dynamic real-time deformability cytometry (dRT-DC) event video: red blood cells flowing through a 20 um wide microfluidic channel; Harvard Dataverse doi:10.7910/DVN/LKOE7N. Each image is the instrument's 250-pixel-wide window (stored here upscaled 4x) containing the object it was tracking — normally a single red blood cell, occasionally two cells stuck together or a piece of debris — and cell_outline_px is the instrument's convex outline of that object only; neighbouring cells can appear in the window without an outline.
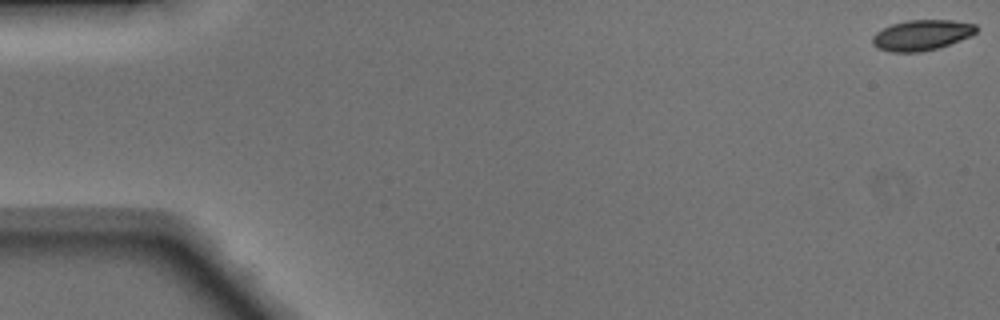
{"species": "Egyptian fruit bat (a non-hibernating species)", "species_latin": "Rousettus aegyptiacus", "temperature_condition": "warm", "stored_images_in_passage": 49, "camera_frame_rate_fps": 3000, "um_per_image_px": 0.085, "animal": {"sex": "male"}, "frame": {"image": 1, "passage_image": 1, "time_ms": 0.0, "image_size_px": [1000, 320], "cell_outline_px": [[980, 28], [972, 36], [936, 48], [920, 52], [892, 52], [876, 48], [872, 44], [872, 36], [876, 32], [892, 24], [908, 20], [952, 20], [976, 24]], "centroid_in_image_um": [78.35, 2.98], "position_along_channel_um": 6.6, "area_um2": 18.5}}
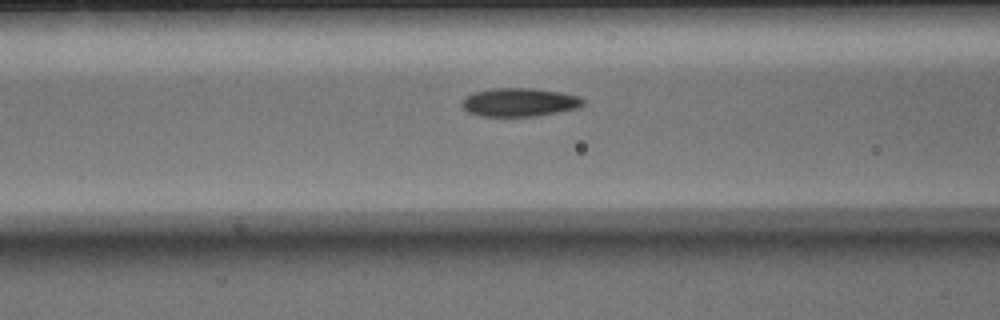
{"frame": {"image": 2, "passage_image": 20, "time_ms": 6.333, "image_size_px": [1000, 320], "cell_outline_px": [[584, 104], [576, 108], [536, 116], [480, 116], [468, 112], [460, 104], [464, 96], [472, 92], [492, 88], [532, 88], [560, 92], [580, 96], [584, 100]], "centroid_in_image_um": [44.1, 8.68], "position_along_channel_um": 122.5, "area_um2": 20.17}}
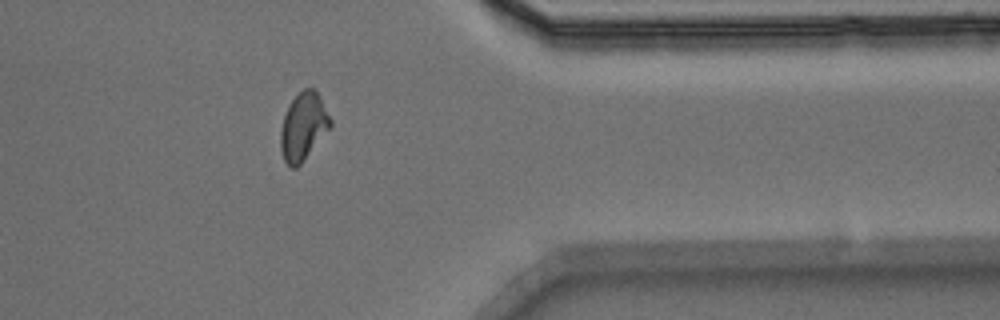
{"frame": {"image": 3, "passage_image": 40, "time_ms": 13.0, "image_size_px": [1000, 320], "cell_outline_px": [[332, 128], [300, 164], [296, 168], [292, 168], [284, 160], [280, 148], [280, 132], [284, 116], [292, 100], [304, 88], [312, 88], [320, 96], [332, 120]], "centroid_in_image_um": [25.81, 10.77], "position_along_channel_um": 385.6, "area_um2": 19.59}, "authors_computed_cell_mechanics": {"area_um2": 19.4786, "velocity_mm_per_s": 4.1544, "shape_relaxation_time_tau1_ms": 4.6516, "shape_relaxation_time_tau2_ms": 1.9561, "deformation_change_tau1": 0.1657, "deformation_change_tau2": 0.0665}}